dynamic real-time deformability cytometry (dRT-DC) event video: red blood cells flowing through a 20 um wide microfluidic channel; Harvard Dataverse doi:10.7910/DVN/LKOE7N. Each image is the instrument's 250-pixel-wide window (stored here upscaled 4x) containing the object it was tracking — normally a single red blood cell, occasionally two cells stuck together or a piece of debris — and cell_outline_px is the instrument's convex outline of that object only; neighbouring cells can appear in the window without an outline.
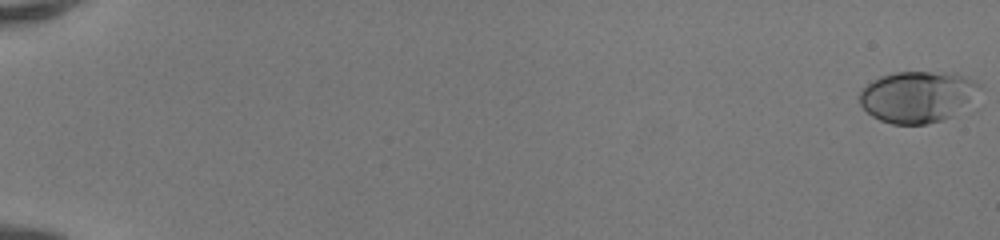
{"species": "human", "species_latin": "Homo sapiens", "temperature_condition": "room temperature", "stored_images_in_passage": 52, "camera_frame_rate_fps": 3000, "um_per_image_px": 0.085, "donor": {"sex": "female"}, "frame": {"image": 1, "passage_image": 1, "time_ms": 0.0, "image_size_px": [1000, 240], "cell_outline_px": [[984, 88], [952, 116], [940, 120], [924, 124], [892, 124], [880, 120], [872, 116], [860, 104], [856, 96], [872, 80], [880, 76], [896, 72], [952, 72], [976, 80]], "centroid_in_image_um": [77.98, 8.2], "position_along_channel_um": 7.0, "area_um2": 36.01}}
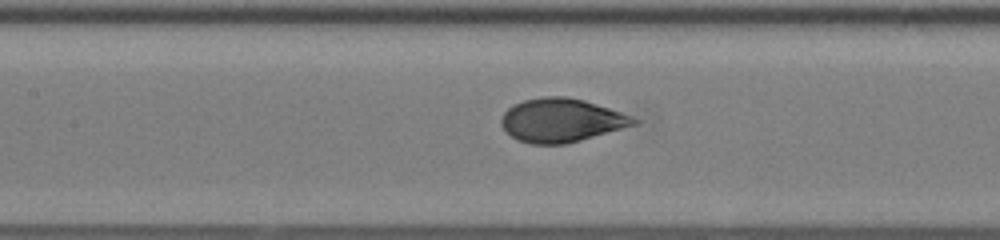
{"frame": {"image": 2, "passage_image": 27, "time_ms": 8.667, "image_size_px": [1000, 240], "cell_outline_px": [[640, 124], [580, 140], [564, 144], [532, 144], [516, 140], [500, 124], [500, 116], [512, 104], [524, 100], [540, 96], [564, 96], [584, 100], [620, 112], [640, 120]], "centroid_in_image_um": [47.7, 10.22], "position_along_channel_um": 159.7, "area_um2": 33.76}}
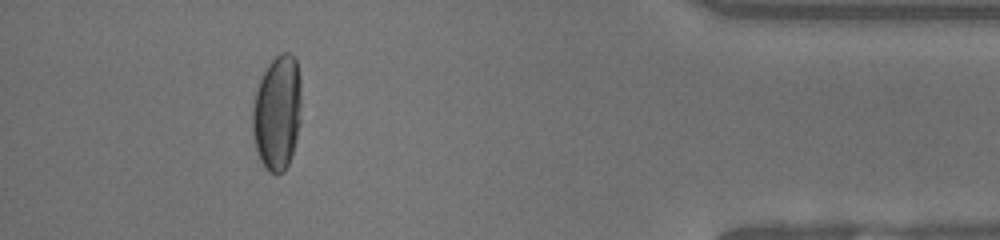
{"frame": {"image": 3, "passage_image": 48, "time_ms": 15.667, "image_size_px": [1000, 240], "cell_outline_px": [[300, 120], [296, 140], [288, 164], [284, 172], [272, 172], [264, 168], [256, 152], [252, 132], [252, 108], [256, 92], [260, 80], [268, 64], [276, 56], [284, 52], [288, 52], [296, 56], [300, 76]], "centroid_in_image_um": [23.56, 9.56], "position_along_channel_um": 411.6, "area_um2": 32.83}, "authors_computed_cell_mechanics": {"area_um2": 33.813, "velocity_mm_per_s": 4.178, "shape_relaxation_time_tau1_ms": 4.0097, "shape_relaxation_time_tau2_ms": null, "deformation_change_tau1": 0.1922, "deformation_change_tau2": null}}